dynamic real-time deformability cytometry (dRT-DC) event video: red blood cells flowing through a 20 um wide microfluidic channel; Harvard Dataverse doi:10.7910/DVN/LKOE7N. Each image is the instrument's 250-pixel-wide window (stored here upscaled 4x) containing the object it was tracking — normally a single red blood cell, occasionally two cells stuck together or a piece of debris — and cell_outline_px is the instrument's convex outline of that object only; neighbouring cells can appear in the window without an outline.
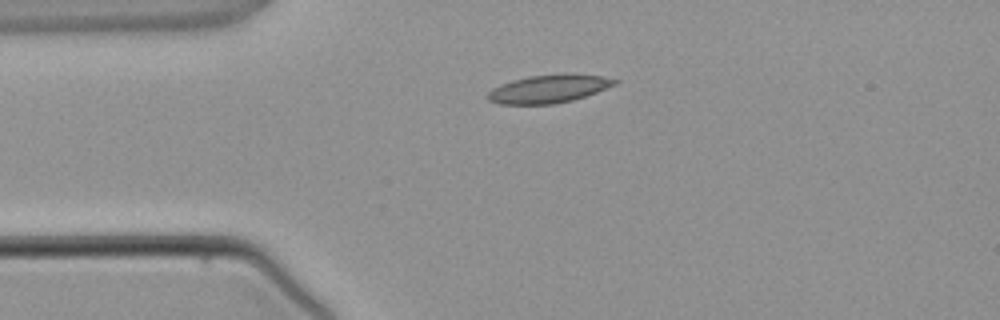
{"species": "common noctule bat (a hibernating species)", "species_latin": "Nyctalus noctula", "temperature_condition": "warm", "stored_images_in_passage": 3, "camera_frame_rate_fps": 3000, "um_per_image_px": 0.085, "animal": {"sex": "male", "body_mass_g": 21.5, "forearm_length_mm": 52.0}, "frame": {"image": 1, "passage_image": 2, "time_ms": 2.0, "image_size_px": [1000, 320], "cell_outline_px": [[620, 80], [616, 84], [596, 92], [572, 100], [552, 104], [500, 104], [488, 100], [484, 96], [492, 88], [500, 84], [512, 80], [528, 76], [604, 76]], "centroid_in_image_um": [46.55, 7.59], "position_along_channel_um": 38.5, "area_um2": 20.06}}